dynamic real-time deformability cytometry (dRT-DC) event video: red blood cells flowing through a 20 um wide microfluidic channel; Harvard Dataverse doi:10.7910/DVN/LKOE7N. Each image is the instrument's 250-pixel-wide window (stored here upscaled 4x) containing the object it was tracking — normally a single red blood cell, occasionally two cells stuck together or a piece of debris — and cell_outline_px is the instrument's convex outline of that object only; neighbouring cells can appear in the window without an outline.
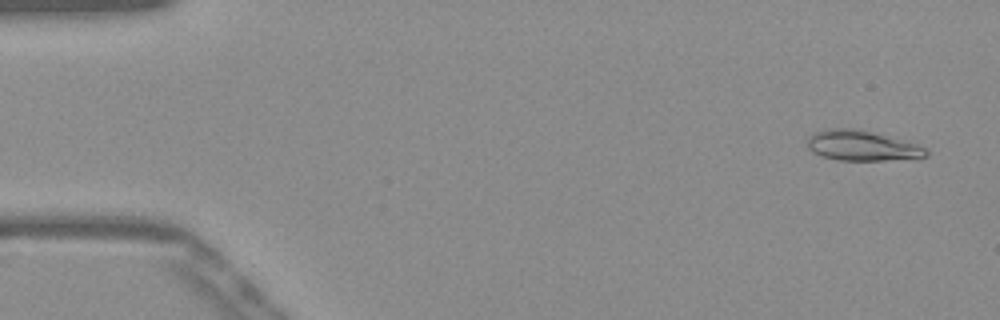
{"species": "Egyptian fruit bat (a non-hibernating species)", "species_latin": "Rousettus aegyptiacus", "temperature_condition": "warm", "stored_images_in_passage": 52, "camera_frame_rate_fps": 3000, "um_per_image_px": 0.085, "frame": {"image": 1, "passage_image": 3, "time_ms": 0.667, "image_size_px": [1000, 320], "cell_outline_px": [[928, 156], [884, 160], [836, 160], [812, 152], [808, 148], [804, 140], [812, 132], [828, 128], [856, 128], [888, 136], [916, 144], [924, 148], [928, 152]], "centroid_in_image_um": [73.15, 12.36], "position_along_channel_um": 11.8, "area_um2": 20.87}}
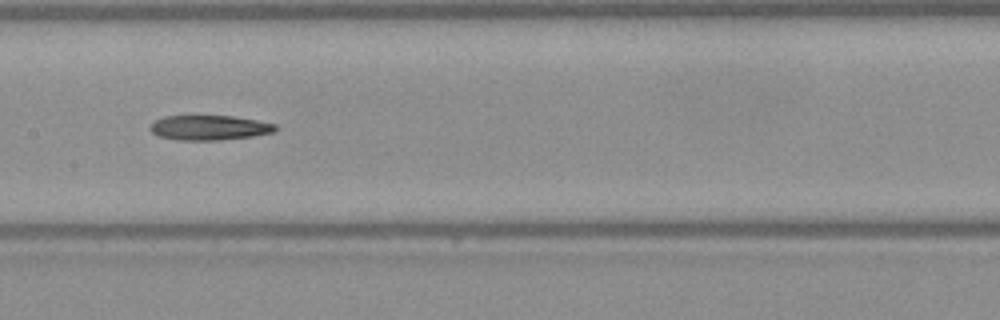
{"frame": {"image": 2, "passage_image": 26, "time_ms": 8.333, "image_size_px": [1000, 320], "cell_outline_px": [[280, 128], [276, 132], [252, 136], [216, 140], [176, 140], [160, 136], [152, 132], [148, 128], [156, 120], [164, 116], [232, 116], [256, 120], [276, 124]], "centroid_in_image_um": [17.83, 10.85], "position_along_channel_um": 189.6, "area_um2": 18.09}}
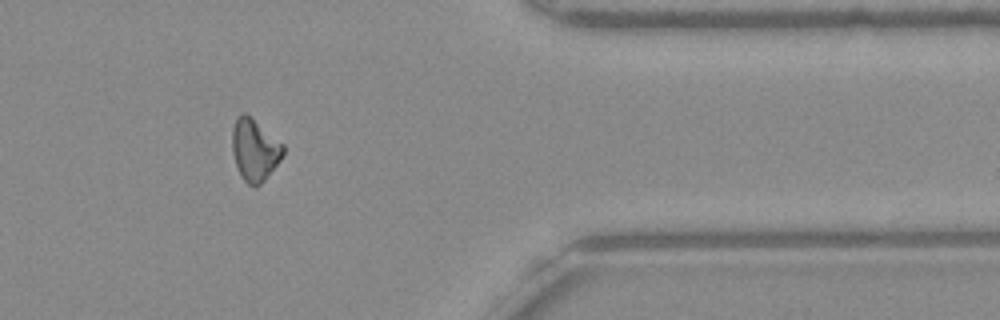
{"frame": {"image": 3, "passage_image": 43, "time_ms": 14.0, "image_size_px": [1000, 320], "cell_outline_px": [[284, 156], [264, 180], [256, 188], [248, 184], [240, 176], [232, 152], [232, 128], [236, 116], [244, 112], [284, 144]], "centroid_in_image_um": [21.64, 12.75], "position_along_channel_um": 389.8, "area_um2": 18.44}}